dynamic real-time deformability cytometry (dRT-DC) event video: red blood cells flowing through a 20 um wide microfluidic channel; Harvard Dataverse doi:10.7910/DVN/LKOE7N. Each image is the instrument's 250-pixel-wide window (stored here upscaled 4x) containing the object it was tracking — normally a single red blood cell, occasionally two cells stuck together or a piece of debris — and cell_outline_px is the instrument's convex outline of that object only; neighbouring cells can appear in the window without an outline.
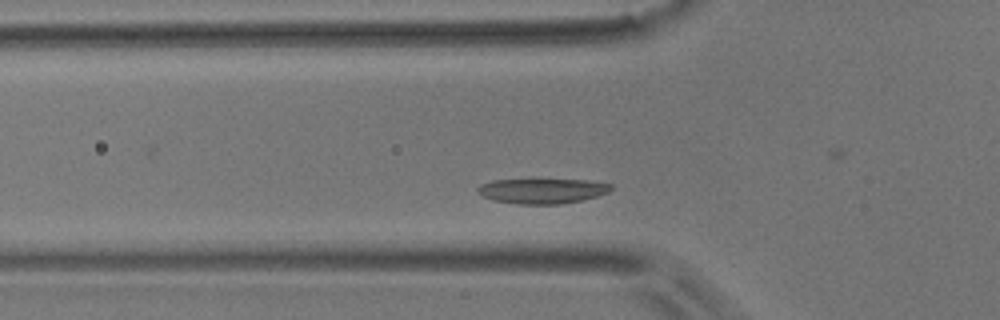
{"species": "common noctule bat (a hibernating species)", "species_latin": "Nyctalus noctula", "temperature_condition": "room temperature", "stored_images_in_passage": 44, "camera_frame_rate_fps": 3000, "um_per_image_px": 0.085, "animal": {"sex": "male", "body_mass_g": 17.9}, "frame": {"image": 1, "passage_image": 16, "time_ms": 5.0, "image_size_px": [1000, 320], "cell_outline_px": [[612, 188], [608, 192], [596, 196], [580, 200], [560, 204], [516, 204], [492, 200], [484, 196], [476, 188], [480, 184], [492, 180], [588, 180], [612, 184]], "centroid_in_image_um": [46.08, 16.23], "position_along_channel_um": 79.7, "area_um2": 19.25}}
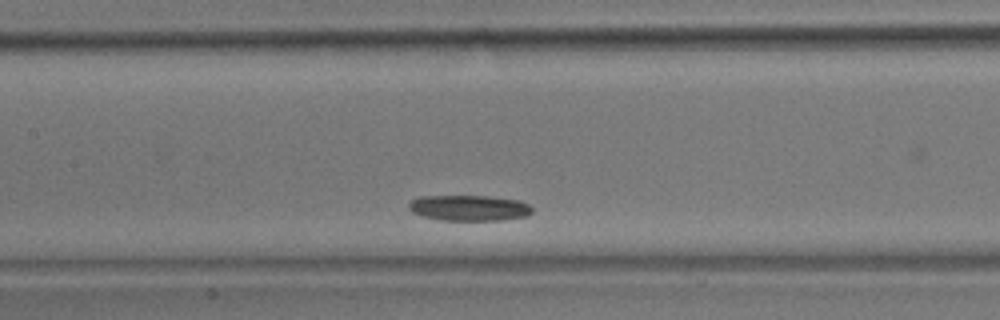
{"frame": {"image": 2, "passage_image": 24, "time_ms": 7.667, "image_size_px": [1000, 320], "cell_outline_px": [[532, 212], [528, 216], [500, 220], [440, 220], [424, 216], [412, 212], [408, 208], [408, 204], [412, 200], [420, 196], [488, 196], [520, 200], [528, 204], [532, 208]], "centroid_in_image_um": [39.89, 17.67], "position_along_channel_um": 167.5, "area_um2": 18.5}}
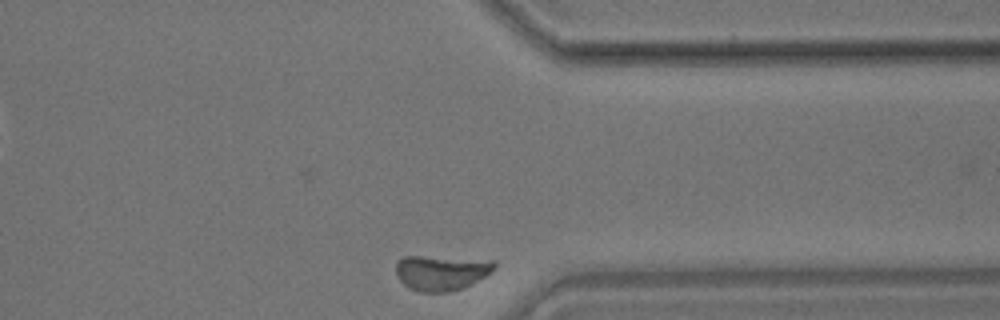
{"frame": {"image": 3, "passage_image": 44, "time_ms": 14.333, "image_size_px": [1000, 320], "cell_outline_px": [[496, 264], [484, 276], [472, 284], [448, 292], [420, 292], [404, 284], [396, 276], [396, 260], [404, 256], [420, 256], [496, 260]], "centroid_in_image_um": [37.47, 23.16], "position_along_channel_um": 373.9, "area_um2": 20.0}}